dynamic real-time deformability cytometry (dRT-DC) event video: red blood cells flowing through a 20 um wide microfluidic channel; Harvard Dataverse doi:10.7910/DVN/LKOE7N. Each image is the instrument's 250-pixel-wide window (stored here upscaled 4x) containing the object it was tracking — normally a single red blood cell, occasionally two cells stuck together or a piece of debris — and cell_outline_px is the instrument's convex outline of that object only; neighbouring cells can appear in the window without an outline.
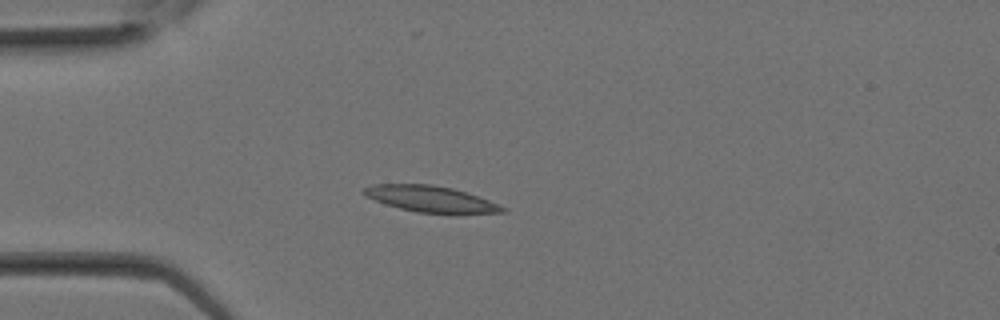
{"species": "Egyptian fruit bat (a non-hibernating species)", "species_latin": "Rousettus aegyptiacus", "temperature_condition": "room temperature", "stored_images_in_passage": 9, "camera_frame_rate_fps": 3000, "um_per_image_px": 0.085, "animal": {"sex": "female"}, "frame": {"image": 1, "passage_image": 1, "time_ms": 0.0, "image_size_px": [1000, 320], "cell_outline_px": [[508, 212], [452, 216], [416, 212], [384, 204], [364, 196], [360, 192], [364, 188], [372, 184], [432, 184], [452, 188], [488, 200], [508, 208]], "centroid_in_image_um": [36.66, 16.96], "position_along_channel_um": 48.3, "area_um2": 22.02}}
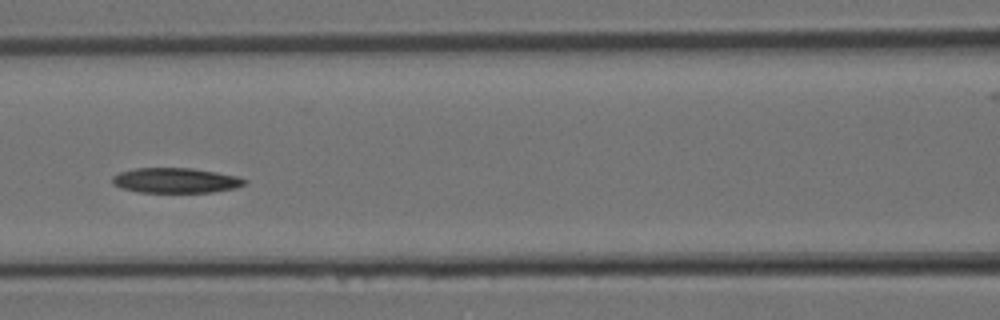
{"frame": {"image": 2, "passage_image": 6, "time_ms": 1.667, "image_size_px": [1000, 320], "cell_outline_px": [[248, 184], [236, 188], [212, 192], [140, 192], [120, 188], [112, 184], [112, 176], [120, 172], [136, 168], [192, 168], [216, 172], [236, 176], [248, 180]], "centroid_in_image_um": [14.94, 15.34], "position_along_channel_um": 151.7, "area_um2": 19.42}}
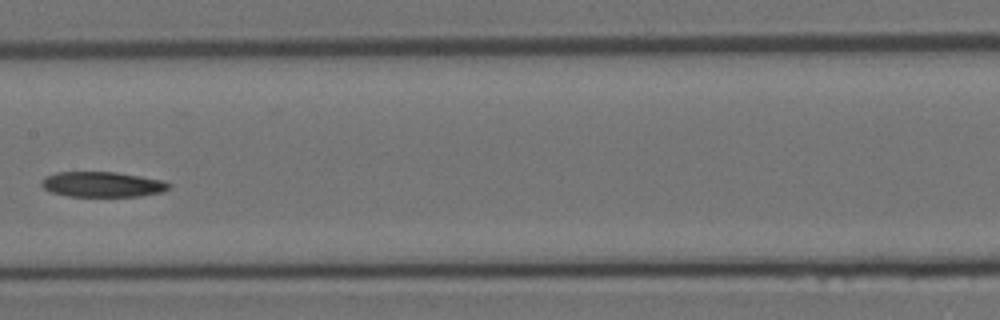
{"frame": {"image": 3, "passage_image": 8, "time_ms": 2.333, "image_size_px": [1000, 320], "cell_outline_px": [[172, 184], [164, 192], [140, 196], [68, 196], [52, 192], [44, 188], [40, 184], [40, 180], [56, 172], [116, 172], [164, 180]], "centroid_in_image_um": [8.73, 15.67], "position_along_channel_um": 198.7, "area_um2": 18.79}}